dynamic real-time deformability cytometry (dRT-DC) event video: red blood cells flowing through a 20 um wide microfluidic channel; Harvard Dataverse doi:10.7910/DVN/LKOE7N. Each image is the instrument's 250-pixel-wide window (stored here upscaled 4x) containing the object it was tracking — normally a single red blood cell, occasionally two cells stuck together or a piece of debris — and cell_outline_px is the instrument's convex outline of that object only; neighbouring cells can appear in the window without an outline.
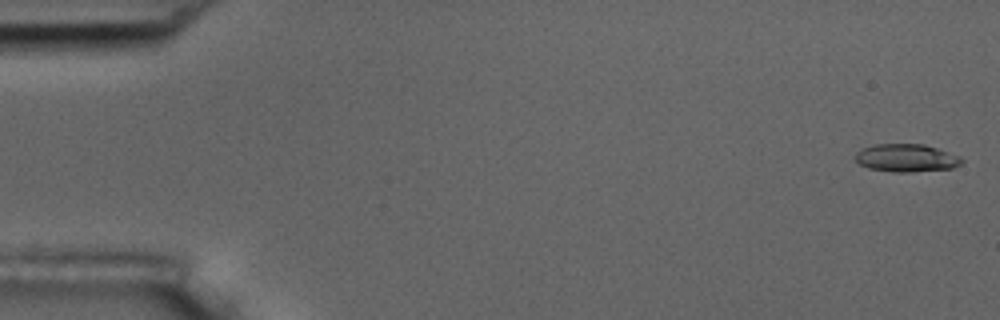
{"species": "common noctule bat (a hibernating species)", "species_latin": "Nyctalus noctula", "temperature_condition": "room temperature", "stored_images_in_passage": 55, "camera_frame_rate_fps": 3000, "um_per_image_px": 0.085, "animal": {"sex": "male", "body_mass_g": 17.5, "forearm_length_mm": 52.3}, "frame": {"image": 1, "passage_image": 2, "time_ms": 0.333, "image_size_px": [1000, 320], "cell_outline_px": [[964, 160], [960, 164], [952, 168], [912, 172], [892, 172], [868, 168], [860, 164], [852, 156], [856, 152], [864, 148], [876, 144], [924, 144], [960, 156]], "centroid_in_image_um": [77.02, 13.43], "position_along_channel_um": 8.0, "area_um2": 17.28}}
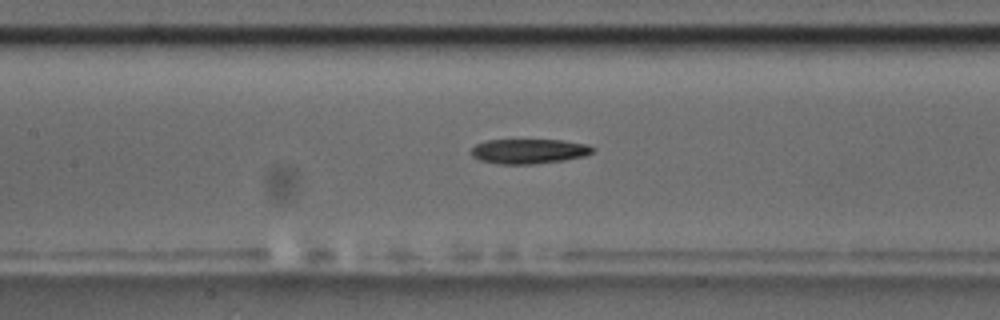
{"frame": {"image": 2, "passage_image": 26, "time_ms": 8.333, "image_size_px": [1000, 320], "cell_outline_px": [[596, 148], [592, 152], [584, 156], [564, 160], [536, 164], [500, 164], [480, 160], [472, 156], [472, 148], [476, 144], [484, 140], [564, 140], [588, 144]], "centroid_in_image_um": [44.98, 12.85], "position_along_channel_um": 162.4, "area_um2": 17.63}}
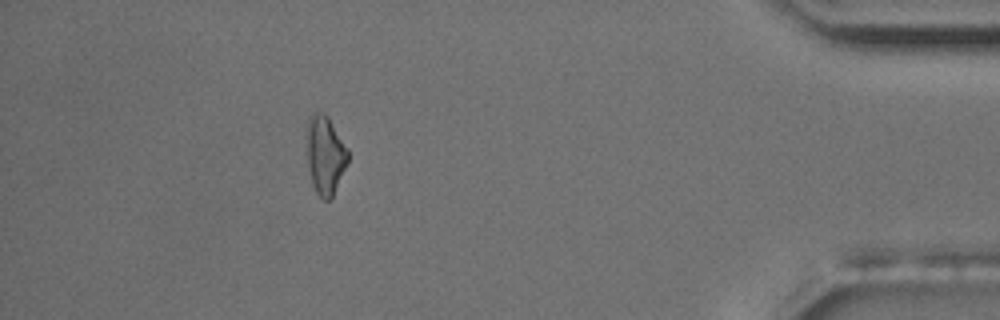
{"frame": {"image": 3, "passage_image": 50, "time_ms": 16.333, "image_size_px": [1000, 320], "cell_outline_px": [[348, 160], [332, 196], [328, 200], [324, 200], [316, 192], [312, 184], [308, 168], [304, 136], [308, 116], [316, 108], [328, 116], [348, 148]], "centroid_in_image_um": [27.58, 13.06], "position_along_channel_um": 407.6, "area_um2": 19.42}, "authors_computed_cell_mechanics": {"area_um2": 17.8602, "velocity_mm_per_s": 3.7034, "shape_relaxation_time_tau1_ms": 4.4564, "shape_relaxation_time_tau2_ms": null, "deformation_change_tau1": 0.1775, "deformation_change_tau2": null}}